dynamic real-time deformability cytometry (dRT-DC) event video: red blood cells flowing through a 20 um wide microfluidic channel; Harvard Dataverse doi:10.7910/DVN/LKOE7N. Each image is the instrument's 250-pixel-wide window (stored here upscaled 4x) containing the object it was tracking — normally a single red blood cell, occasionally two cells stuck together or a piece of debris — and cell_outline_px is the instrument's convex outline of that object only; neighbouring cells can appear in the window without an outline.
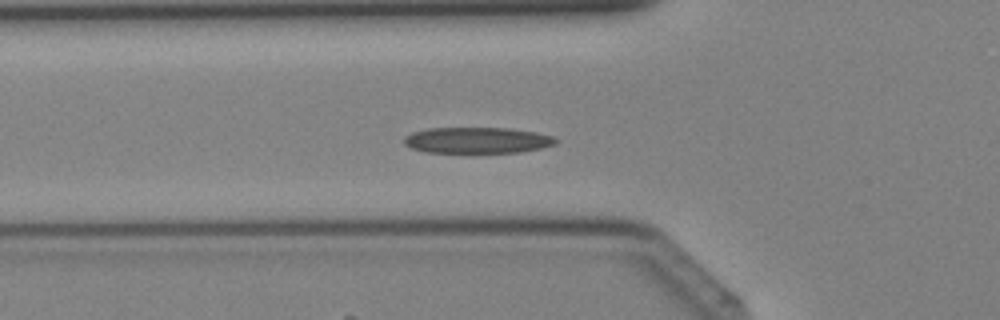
{"species": "Egyptian fruit bat (a non-hibernating species)", "species_latin": "Rousettus aegyptiacus", "temperature_condition": "cold", "stored_images_in_passage": 31, "camera_frame_rate_fps": 3000, "um_per_image_px": 0.085, "animal": {"sex": "female"}, "frame": {"image": 1, "passage_image": 5, "time_ms": 1.333, "image_size_px": [1000, 320], "cell_outline_px": [[560, 140], [556, 144], [540, 148], [520, 152], [428, 152], [412, 148], [404, 144], [404, 136], [412, 132], [428, 128], [508, 128], [536, 132], [552, 136]], "centroid_in_image_um": [40.58, 11.91], "position_along_channel_um": 85.2, "area_um2": 22.95}}
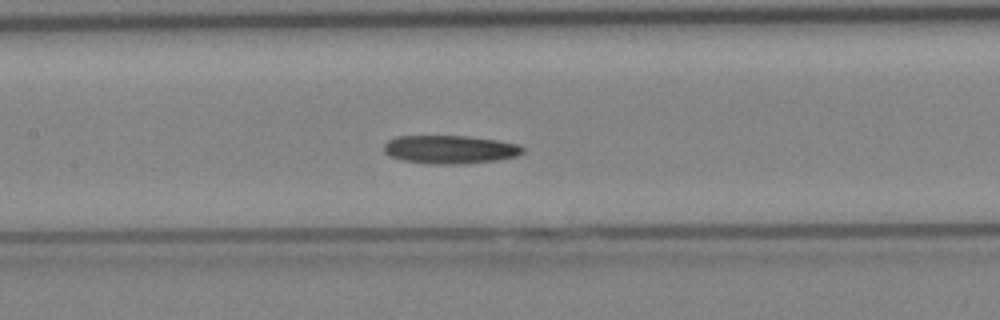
{"frame": {"image": 2, "passage_image": 10, "time_ms": 3.0, "image_size_px": [1000, 320], "cell_outline_px": [[524, 152], [516, 156], [496, 160], [460, 164], [440, 164], [404, 160], [392, 156], [384, 152], [384, 144], [388, 140], [396, 136], [468, 136], [496, 140], [520, 144], [524, 148]], "centroid_in_image_um": [38.28, 12.69], "position_along_channel_um": 169.1, "area_um2": 22.72}}
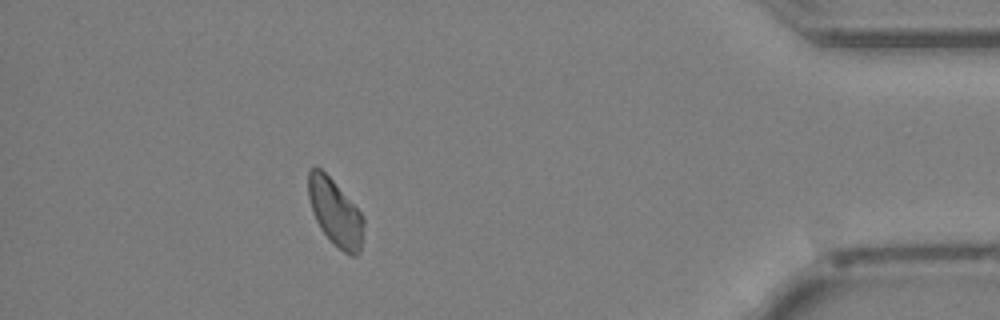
{"frame": {"image": 3, "passage_image": 27, "time_ms": 8.667, "image_size_px": [1000, 320], "cell_outline_px": [[364, 224], [360, 252], [356, 256], [352, 256], [344, 252], [332, 244], [320, 228], [312, 212], [308, 196], [308, 172], [316, 164], [332, 180], [360, 212], [364, 220]], "centroid_in_image_um": [28.48, 18.09], "position_along_channel_um": 406.7, "area_um2": 21.39}}